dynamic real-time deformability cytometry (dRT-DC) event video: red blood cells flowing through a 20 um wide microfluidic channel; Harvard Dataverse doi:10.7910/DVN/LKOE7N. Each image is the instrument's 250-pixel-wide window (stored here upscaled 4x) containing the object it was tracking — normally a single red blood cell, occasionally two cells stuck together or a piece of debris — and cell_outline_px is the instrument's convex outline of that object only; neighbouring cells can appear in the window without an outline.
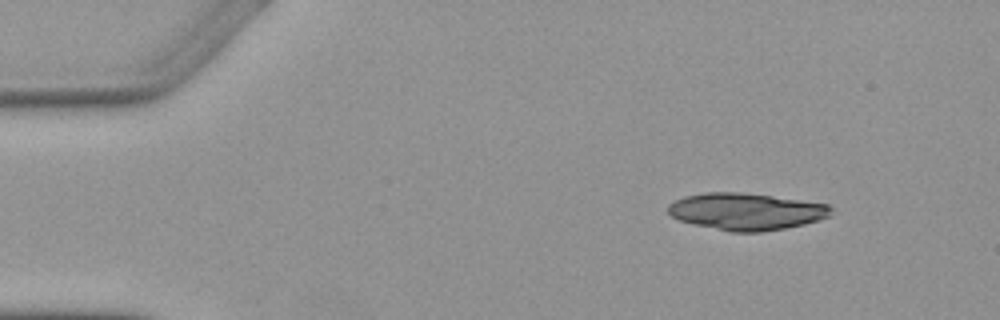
{"species": "Egyptian fruit bat (a non-hibernating species)", "species_latin": "Rousettus aegyptiacus", "temperature_condition": "warm", "stored_images_in_passage": 4, "camera_frame_rate_fps": 3000, "um_per_image_px": 0.085, "animal": {"sex": "female"}, "frame": {"image": 1, "passage_image": 1, "time_ms": 0.0, "image_size_px": [1000, 320], "cell_outline_px": [[832, 208], [828, 216], [820, 220], [804, 224], [784, 228], [760, 232], [732, 232], [692, 224], [680, 220], [672, 216], [668, 212], [668, 204], [684, 196], [704, 192], [740, 192], [772, 196], [828, 204]], "centroid_in_image_um": [63.4, 17.97], "position_along_channel_um": 21.6, "area_um2": 34.97}}